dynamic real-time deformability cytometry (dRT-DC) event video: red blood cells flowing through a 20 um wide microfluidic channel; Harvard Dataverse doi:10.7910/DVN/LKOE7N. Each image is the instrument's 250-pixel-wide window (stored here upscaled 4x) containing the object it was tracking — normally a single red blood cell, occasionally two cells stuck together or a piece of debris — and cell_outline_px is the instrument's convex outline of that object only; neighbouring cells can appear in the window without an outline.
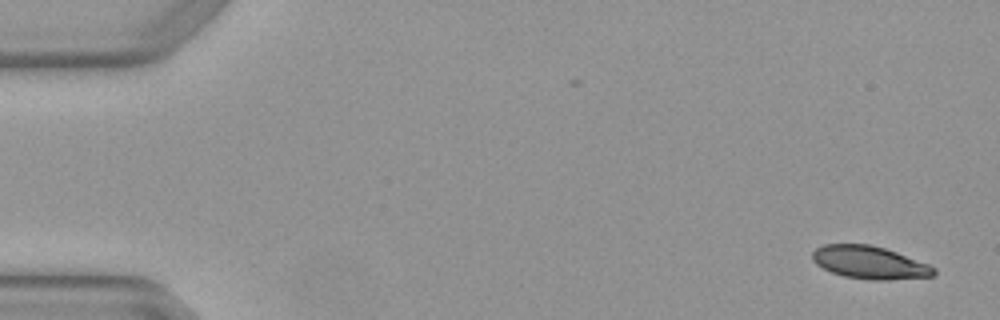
{"species": "Egyptian fruit bat (a non-hibernating species)", "species_latin": "Rousettus aegyptiacus", "temperature_condition": "warm", "stored_images_in_passage": 6, "camera_frame_rate_fps": 3000, "um_per_image_px": 0.085, "animal": {"sex": "female"}, "frame": {"image": 1, "passage_image": 1, "time_ms": 0.0, "image_size_px": [1000, 320], "cell_outline_px": [[936, 272], [932, 276], [888, 280], [872, 280], [844, 276], [832, 272], [816, 264], [812, 260], [812, 252], [816, 248], [824, 244], [872, 244], [896, 252], [928, 264], [936, 268]], "centroid_in_image_um": [73.9, 22.31], "position_along_channel_um": 11.1, "area_um2": 23.12}}
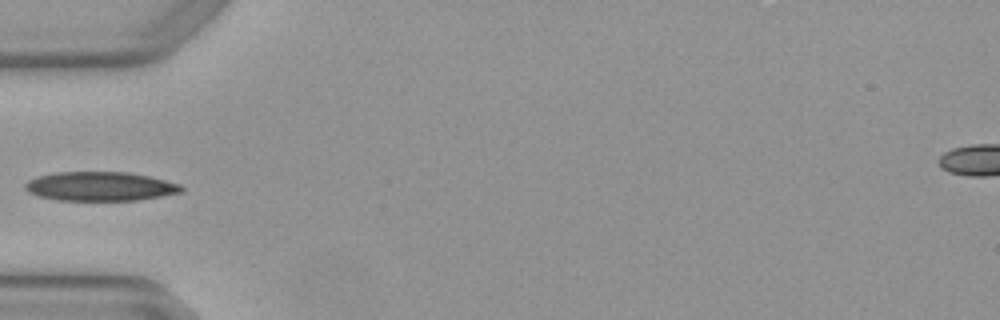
{"frame": {"image": 2, "passage_image": 5, "time_ms": 1.333, "image_size_px": [1000, 320], "cell_outline_px": [[184, 188], [180, 192], [160, 196], [136, 200], [56, 200], [40, 196], [28, 192], [24, 188], [24, 184], [28, 180], [40, 176], [56, 172], [128, 172], [148, 176], [180, 184]], "centroid_in_image_um": [8.48, 15.84], "position_along_channel_um": 76.5, "area_um2": 26.24}}
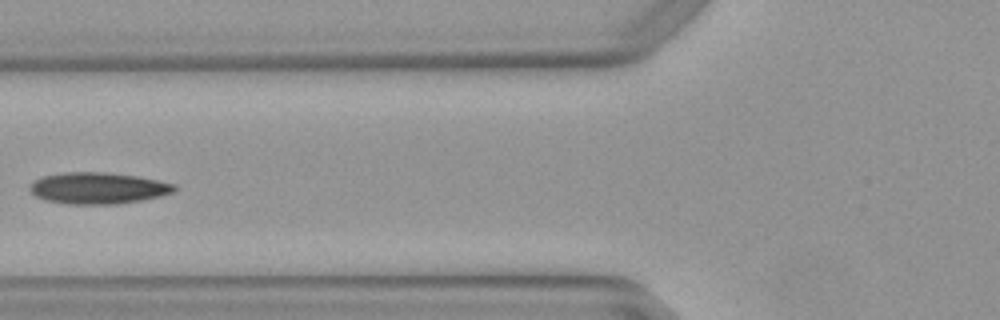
{"frame": {"image": 3, "passage_image": 6, "time_ms": 1.667, "image_size_px": [1000, 320], "cell_outline_px": [[176, 188], [172, 192], [160, 196], [140, 200], [116, 204], [68, 204], [44, 200], [36, 196], [28, 188], [40, 176], [64, 172], [108, 172], [136, 176], [176, 184]], "centroid_in_image_um": [8.3, 15.98], "position_along_channel_um": 117.5, "area_um2": 26.41}}